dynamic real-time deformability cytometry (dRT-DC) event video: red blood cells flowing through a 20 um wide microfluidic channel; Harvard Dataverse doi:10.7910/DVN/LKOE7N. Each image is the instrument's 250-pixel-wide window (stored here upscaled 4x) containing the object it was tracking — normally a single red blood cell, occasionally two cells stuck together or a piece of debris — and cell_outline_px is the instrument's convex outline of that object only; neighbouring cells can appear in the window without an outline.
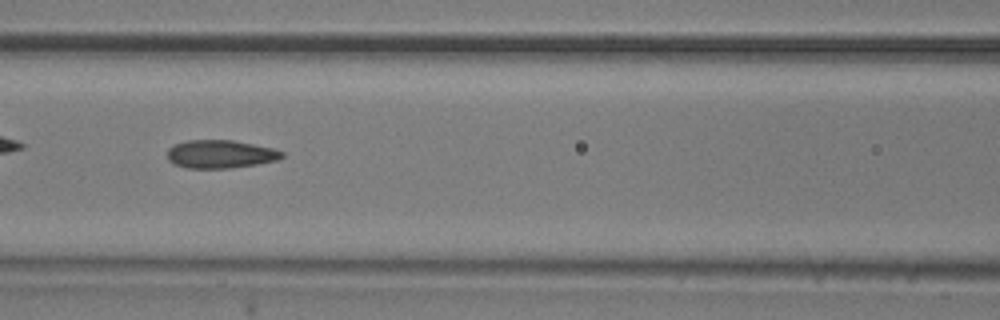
{"species": "common noctule bat (a hibernating species)", "species_latin": "Nyctalus noctula", "temperature_condition": "room temperature", "stored_images_in_passage": 6, "segment_of_instrument_passage": [1, 2], "camera_frame_rate_fps": 3000, "um_per_image_px": 0.085, "animal": {"sex": "male", "body_mass_g": 20.5, "forearm_length_mm": 52.5}, "frame": {"image": 1, "passage_image": 3, "time_ms": 0.667, "image_size_px": [1000, 320], "cell_outline_px": [[284, 156], [276, 160], [256, 164], [228, 168], [188, 168], [176, 164], [168, 160], [168, 148], [176, 144], [188, 140], [232, 140], [272, 148], [284, 152]], "centroid_in_image_um": [18.73, 13.1], "position_along_channel_um": 147.9, "area_um2": 18.55}}
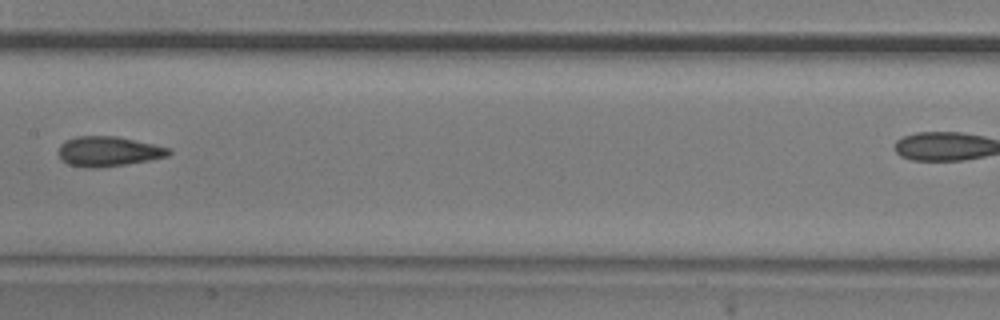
{"frame": {"image": 2, "passage_image": 4, "time_ms": 1.0, "image_size_px": [1000, 320], "cell_outline_px": [[172, 152], [168, 156], [148, 160], [124, 164], [96, 168], [88, 168], [68, 164], [60, 156], [60, 144], [64, 140], [76, 136], [116, 136], [172, 148]], "centroid_in_image_um": [9.23, 12.86], "position_along_channel_um": 198.2, "area_um2": 19.07}}
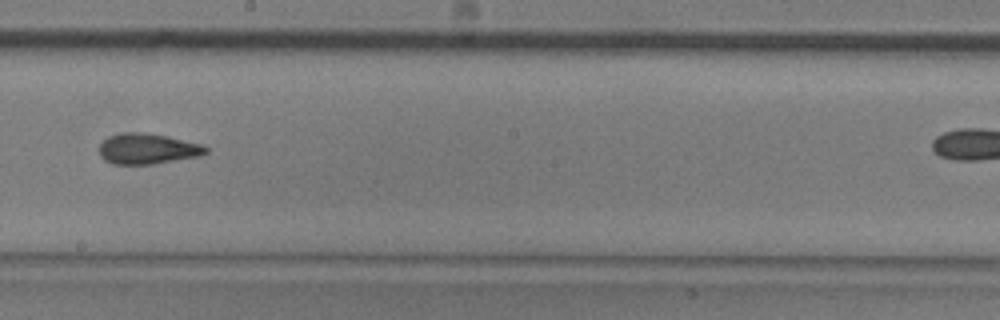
{"frame": {"image": 3, "passage_image": 5, "time_ms": 1.333, "image_size_px": [1000, 320], "cell_outline_px": [[208, 152], [200, 156], [152, 164], [112, 164], [104, 160], [100, 156], [100, 144], [108, 136], [120, 132], [144, 132], [168, 136], [200, 144], [208, 148]], "centroid_in_image_um": [12.52, 12.64], "position_along_channel_um": 235.7, "area_um2": 19.07}}